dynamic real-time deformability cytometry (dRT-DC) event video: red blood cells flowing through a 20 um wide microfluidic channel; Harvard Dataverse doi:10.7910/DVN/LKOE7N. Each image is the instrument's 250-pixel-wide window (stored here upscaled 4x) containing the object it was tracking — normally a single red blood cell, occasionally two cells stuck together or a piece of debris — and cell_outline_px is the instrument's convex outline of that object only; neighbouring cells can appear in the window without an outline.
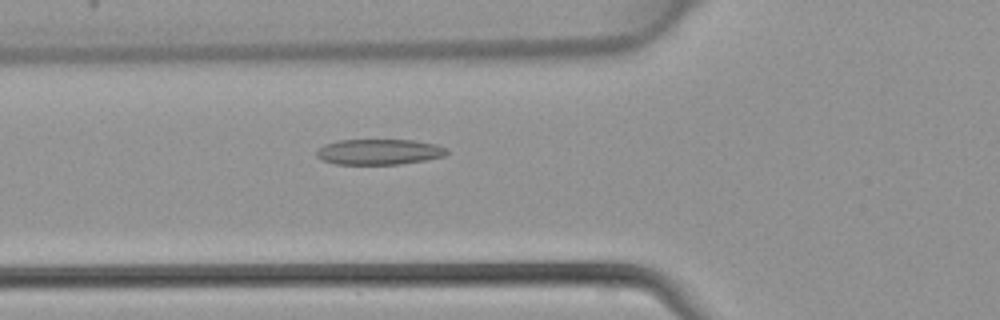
{"species": "common noctule bat (a hibernating species)", "species_latin": "Nyctalus noctula", "temperature_condition": "warm", "stored_images_in_passage": 45, "camera_frame_rate_fps": 3000, "um_per_image_px": 0.085, "animal": {"sex": "female", "body_mass_g": 22.7, "forearm_length_mm": 54.2}, "frame": {"image": 1, "passage_image": 16, "time_ms": 5.0, "image_size_px": [1000, 320], "cell_outline_px": [[448, 152], [444, 156], [428, 160], [400, 164], [336, 164], [324, 160], [316, 156], [316, 152], [324, 144], [336, 140], [416, 140], [436, 144], [448, 148]], "centroid_in_image_um": [32.26, 12.9], "position_along_channel_um": 93.5, "area_um2": 19.54}}
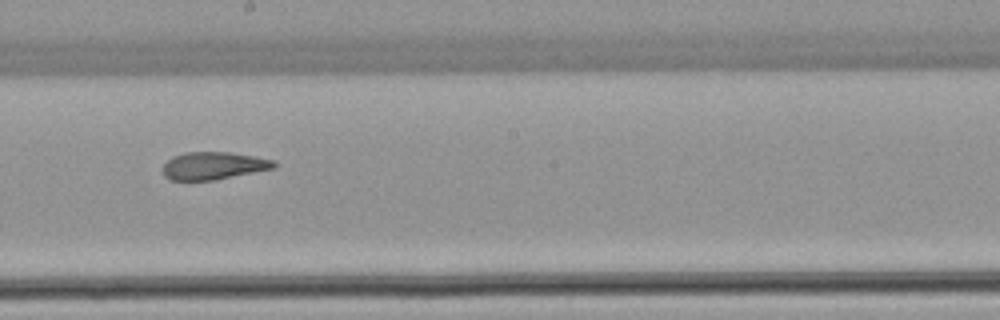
{"frame": {"image": 2, "passage_image": 25, "time_ms": 8.0, "image_size_px": [1000, 320], "cell_outline_px": [[276, 168], [216, 180], [168, 180], [164, 176], [164, 164], [172, 156], [184, 152], [232, 152], [256, 156], [276, 160]], "centroid_in_image_um": [18.19, 14.08], "position_along_channel_um": 230.0, "area_um2": 18.15}}
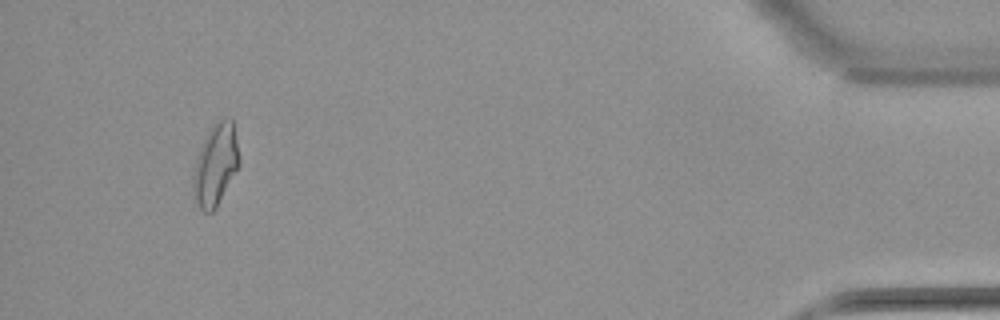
{"frame": {"image": 3, "passage_image": 42, "time_ms": 13.667, "image_size_px": [1000, 320], "cell_outline_px": [[240, 164], [216, 208], [212, 212], [204, 212], [200, 208], [196, 200], [192, 188], [192, 180], [196, 156], [208, 132], [216, 120], [224, 116], [232, 120], [240, 160]], "centroid_in_image_um": [18.31, 14.0], "position_along_channel_um": 416.9, "area_um2": 21.79}}